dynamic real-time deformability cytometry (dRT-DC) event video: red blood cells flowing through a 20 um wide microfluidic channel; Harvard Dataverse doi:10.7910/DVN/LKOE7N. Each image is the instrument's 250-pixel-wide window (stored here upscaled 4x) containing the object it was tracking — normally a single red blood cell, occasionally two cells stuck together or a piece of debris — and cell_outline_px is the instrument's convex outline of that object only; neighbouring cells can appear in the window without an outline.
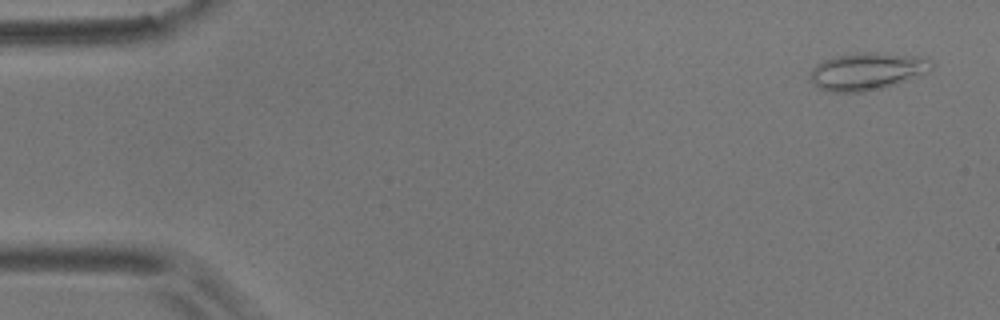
{"species": "common noctule bat (a hibernating species)", "species_latin": "Nyctalus noctula", "temperature_condition": "room temperature", "stored_images_in_passage": 6, "camera_frame_rate_fps": 3000, "um_per_image_px": 0.085, "animal": {"sex": "male", "body_mass_g": 17.9}, "frame": {"image": 1, "passage_image": 1, "time_ms": 0.0, "image_size_px": [1000, 320], "cell_outline_px": [[932, 68], [928, 72], [880, 88], [864, 92], [828, 92], [820, 88], [812, 80], [812, 68], [816, 64], [824, 60], [840, 56], [860, 52], [872, 52], [916, 56], [928, 60], [932, 64]], "centroid_in_image_um": [73.68, 6.06], "position_along_channel_um": 11.3, "area_um2": 25.66}}
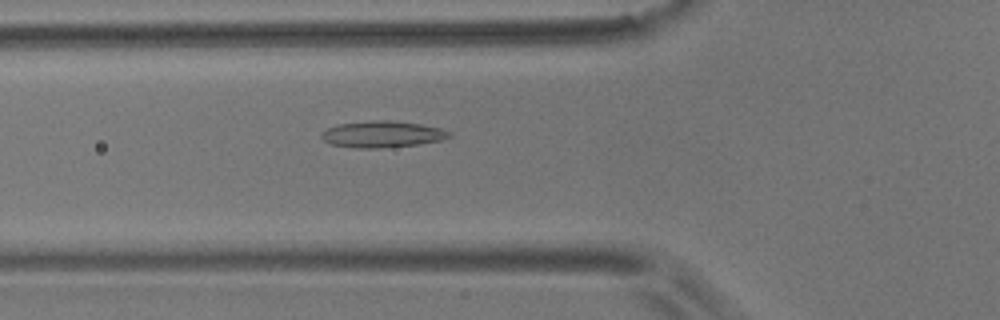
{"frame": {"image": 2, "passage_image": 6, "time_ms": 1.667, "image_size_px": [1000, 320], "cell_outline_px": [[452, 136], [440, 140], [416, 144], [380, 148], [356, 148], [332, 144], [324, 140], [320, 136], [320, 132], [336, 124], [372, 120], [388, 120], [420, 124], [440, 128], [452, 132]], "centroid_in_image_um": [32.47, 11.4], "position_along_channel_um": 93.3, "area_um2": 19.65}}